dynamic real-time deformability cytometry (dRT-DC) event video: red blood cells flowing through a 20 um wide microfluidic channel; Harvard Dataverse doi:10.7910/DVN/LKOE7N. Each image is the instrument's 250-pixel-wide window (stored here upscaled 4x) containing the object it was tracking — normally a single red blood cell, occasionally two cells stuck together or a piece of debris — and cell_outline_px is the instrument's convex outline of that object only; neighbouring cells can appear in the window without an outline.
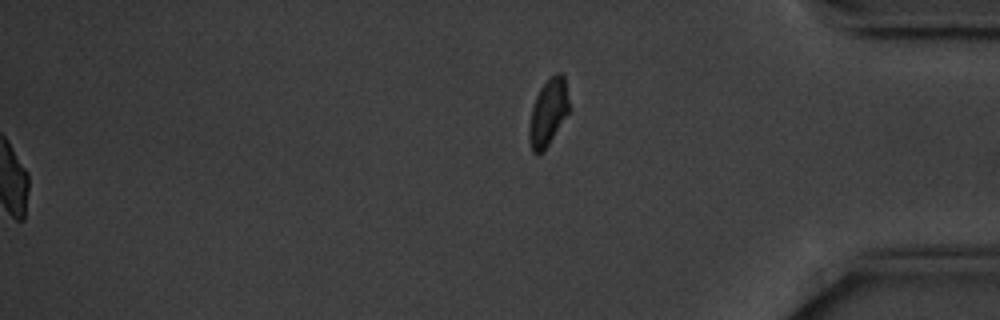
{"species": "common noctule bat (a hibernating species)", "species_latin": "Nyctalus noctula", "temperature_condition": "cold", "stored_images_in_passage": 45, "segment_of_instrument_passage": [2, 2], "camera_frame_rate_fps": 3000, "um_per_image_px": 0.085, "animal": {"sex": "male", "body_mass_g": 20.1, "forearm_length_mm": 53.5}, "frame": {"image": 1, "passage_image": 45, "time_ms": 14.667, "image_size_px": [1000, 320], "cell_outline_px": [[568, 112], [548, 144], [536, 156], [532, 152], [528, 136], [528, 132], [532, 108], [536, 96], [540, 88], [556, 72], [560, 72], [564, 76], [568, 100]], "centroid_in_image_um": [46.57, 9.55], "position_along_channel_um": 388.6, "area_um2": 15.03}}